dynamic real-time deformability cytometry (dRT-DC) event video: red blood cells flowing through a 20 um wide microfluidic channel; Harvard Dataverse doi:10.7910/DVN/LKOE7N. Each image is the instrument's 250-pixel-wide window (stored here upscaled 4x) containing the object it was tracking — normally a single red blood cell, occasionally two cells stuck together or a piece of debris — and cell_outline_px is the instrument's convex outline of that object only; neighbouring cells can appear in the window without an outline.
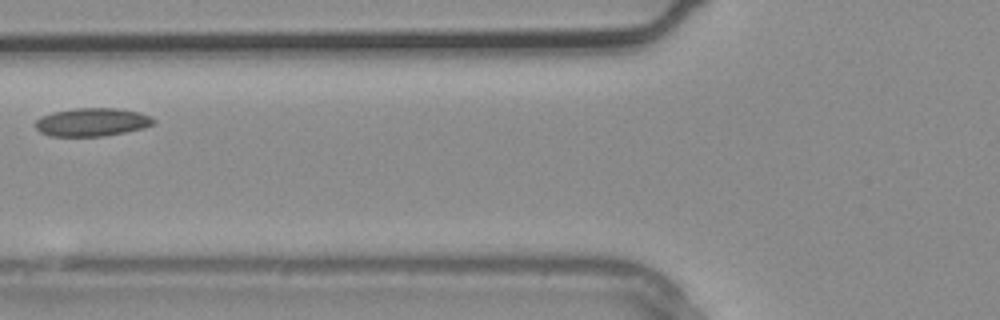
{"species": "common noctule bat (a hibernating species)", "species_latin": "Nyctalus noctula", "temperature_condition": "warm", "stored_images_in_passage": 3, "camera_frame_rate_fps": 3000, "um_per_image_px": 0.085, "animal": {"sex": "male", "body_mass_g": 20.4}, "frame": {"image": 1, "passage_image": 3, "time_ms": 0.667, "image_size_px": [1000, 320], "cell_outline_px": [[156, 120], [152, 124], [144, 128], [104, 136], [52, 136], [40, 132], [36, 128], [36, 120], [40, 116], [52, 112], [76, 108], [120, 108], [136, 112], [148, 116]], "centroid_in_image_um": [7.79, 10.38], "position_along_channel_um": 118.0, "area_um2": 19.31}}